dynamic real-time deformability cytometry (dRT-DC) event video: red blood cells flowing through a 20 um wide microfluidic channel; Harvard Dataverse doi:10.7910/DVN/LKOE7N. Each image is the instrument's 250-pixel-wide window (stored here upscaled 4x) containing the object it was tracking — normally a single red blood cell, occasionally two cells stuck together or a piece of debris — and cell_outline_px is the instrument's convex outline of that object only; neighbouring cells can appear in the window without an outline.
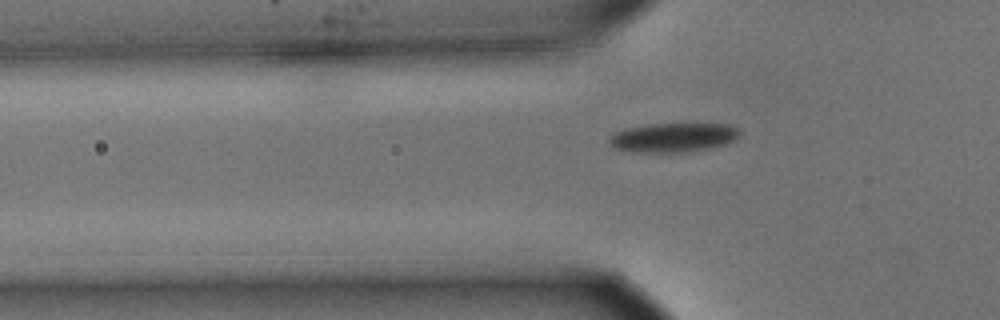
{"species": "common noctule bat (a hibernating species)", "species_latin": "Nyctalus noctula", "temperature_condition": "cold", "stored_images_in_passage": 43, "camera_frame_rate_fps": 3000, "um_per_image_px": 0.085, "animal": {"sex": "male", "body_mass_g": 15.6}, "frame": {"image": 1, "passage_image": 11, "time_ms": 3.333, "image_size_px": [1000, 320], "cell_outline_px": [[740, 132], [732, 140], [724, 144], [708, 148], [688, 152], [632, 152], [612, 148], [608, 144], [608, 136], [616, 132], [628, 128], [648, 124], [728, 124], [736, 128]], "centroid_in_image_um": [57.13, 11.69], "position_along_channel_um": 68.7, "area_um2": 22.08}}
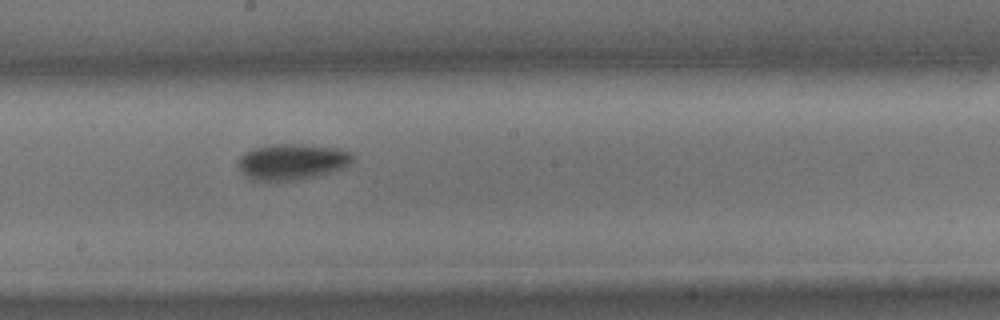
{"frame": {"image": 2, "passage_image": 24, "time_ms": 7.667, "image_size_px": [1000, 320], "cell_outline_px": [[352, 160], [348, 164], [340, 168], [316, 176], [296, 180], [252, 180], [240, 168], [240, 156], [244, 152], [252, 148], [272, 144], [304, 144], [340, 148], [348, 152], [352, 156]], "centroid_in_image_um": [24.81, 13.72], "position_along_channel_um": 223.4, "area_um2": 23.52}}
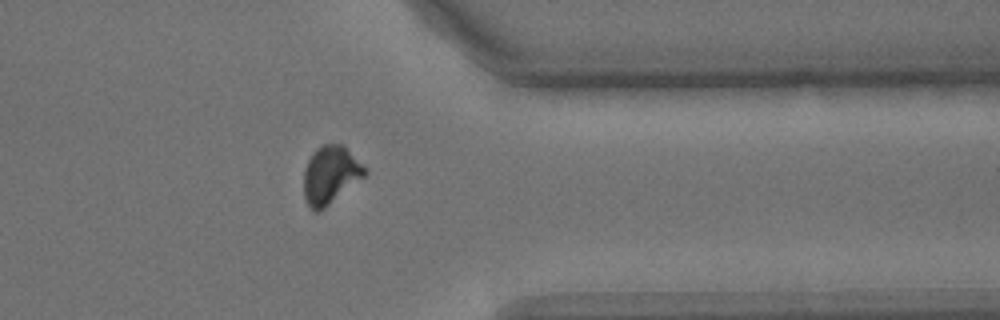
{"frame": {"image": 3, "passage_image": 38, "time_ms": 12.333, "image_size_px": [1000, 320], "cell_outline_px": [[368, 172], [364, 176], [320, 212], [316, 212], [308, 204], [304, 196], [304, 168], [312, 152], [316, 148], [324, 144], [344, 144], [368, 168]], "centroid_in_image_um": [28.11, 14.83], "position_along_channel_um": 383.3, "area_um2": 20.75}}